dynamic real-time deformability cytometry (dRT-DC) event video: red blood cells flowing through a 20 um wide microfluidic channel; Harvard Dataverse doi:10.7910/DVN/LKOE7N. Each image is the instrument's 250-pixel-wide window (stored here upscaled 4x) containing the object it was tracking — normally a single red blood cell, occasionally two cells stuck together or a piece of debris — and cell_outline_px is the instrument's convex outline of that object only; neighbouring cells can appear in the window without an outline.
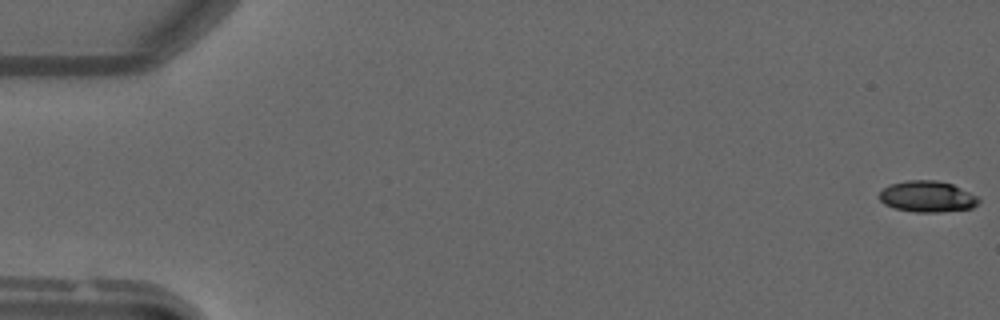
{"species": "common noctule bat (a hibernating species)", "species_latin": "Nyctalus noctula", "temperature_condition": "warm", "stored_images_in_passage": 51, "camera_frame_rate_fps": 3000, "um_per_image_px": 0.085, "animal": {"sex": "male", "forearm_length_mm": 52.5}, "frame": {"image": 1, "passage_image": 1, "time_ms": 0.0, "image_size_px": [1000, 320], "cell_outline_px": [[980, 200], [972, 208], [940, 212], [916, 212], [896, 208], [884, 204], [880, 200], [880, 192], [888, 184], [908, 180], [936, 180], [952, 184], [976, 196]], "centroid_in_image_um": [78.8, 16.7], "position_along_channel_um": 6.2, "area_um2": 17.86}}
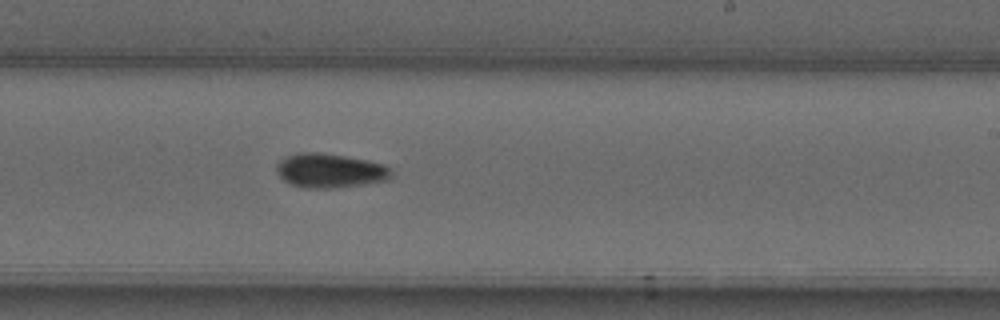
{"frame": {"image": 2, "passage_image": 31, "time_ms": 10.0, "image_size_px": [1000, 320], "cell_outline_px": [[392, 176], [388, 180], [364, 184], [336, 188], [308, 188], [292, 184], [284, 180], [276, 172], [276, 164], [280, 160], [288, 156], [300, 152], [316, 152], [344, 156], [368, 160], [384, 164], [392, 172]], "centroid_in_image_um": [28.05, 14.51], "position_along_channel_um": 260.9, "area_um2": 22.83}}
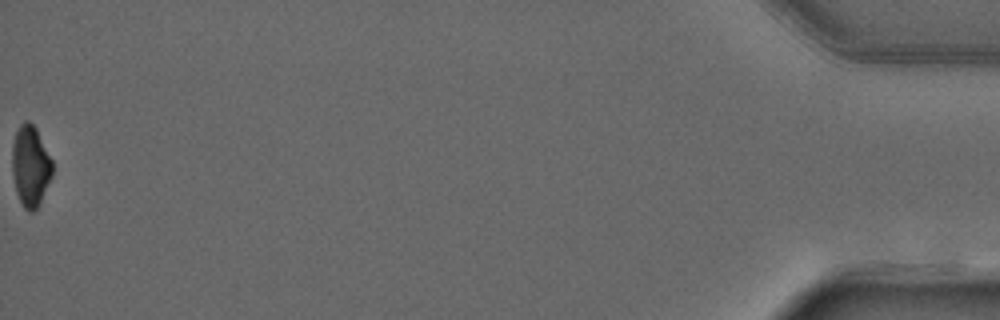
{"frame": {"image": 3, "passage_image": 51, "time_ms": 16.667, "image_size_px": [1000, 320], "cell_outline_px": [[52, 176], [40, 204], [32, 212], [28, 212], [24, 208], [16, 192], [12, 176], [12, 144], [16, 132], [20, 124], [24, 120], [28, 120], [36, 128], [52, 160]], "centroid_in_image_um": [2.58, 14.12], "position_along_channel_um": 432.6, "area_um2": 19.07}}